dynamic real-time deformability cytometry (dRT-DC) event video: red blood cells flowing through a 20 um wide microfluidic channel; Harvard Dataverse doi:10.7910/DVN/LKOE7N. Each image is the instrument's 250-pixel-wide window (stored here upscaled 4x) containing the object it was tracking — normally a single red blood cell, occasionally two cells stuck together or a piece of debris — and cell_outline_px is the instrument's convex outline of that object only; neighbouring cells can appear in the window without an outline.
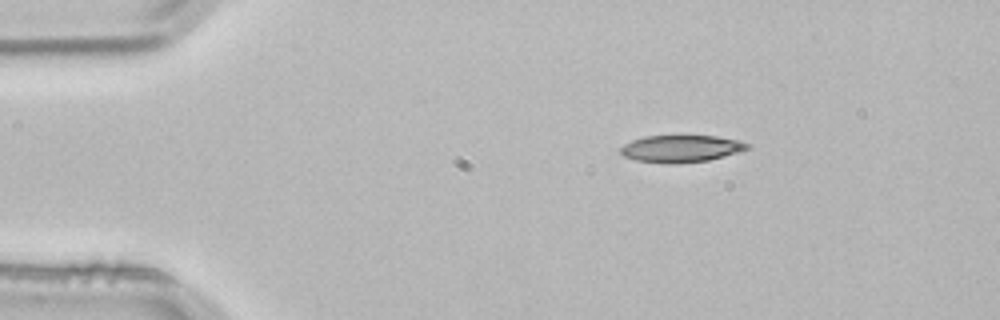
{"species": "common noctule bat (a hibernating species)", "species_latin": "Nyctalus noctula", "temperature_condition": "room temperature", "stored_images_in_passage": 2, "camera_frame_rate_fps": 3000, "um_per_image_px": 0.085, "animal": {"sex": "male", "body_mass_g": 21.5, "forearm_length_mm": 52.0}, "frame": {"image": 1, "passage_image": 1, "time_ms": 0.0, "image_size_px": [1000, 320], "cell_outline_px": [[752, 148], [740, 152], [708, 160], [676, 164], [664, 164], [636, 160], [624, 156], [620, 152], [620, 148], [624, 144], [632, 140], [644, 136], [716, 136], [736, 140], [748, 144]], "centroid_in_image_um": [57.88, 12.64], "position_along_channel_um": 27.1, "area_um2": 20.06}}